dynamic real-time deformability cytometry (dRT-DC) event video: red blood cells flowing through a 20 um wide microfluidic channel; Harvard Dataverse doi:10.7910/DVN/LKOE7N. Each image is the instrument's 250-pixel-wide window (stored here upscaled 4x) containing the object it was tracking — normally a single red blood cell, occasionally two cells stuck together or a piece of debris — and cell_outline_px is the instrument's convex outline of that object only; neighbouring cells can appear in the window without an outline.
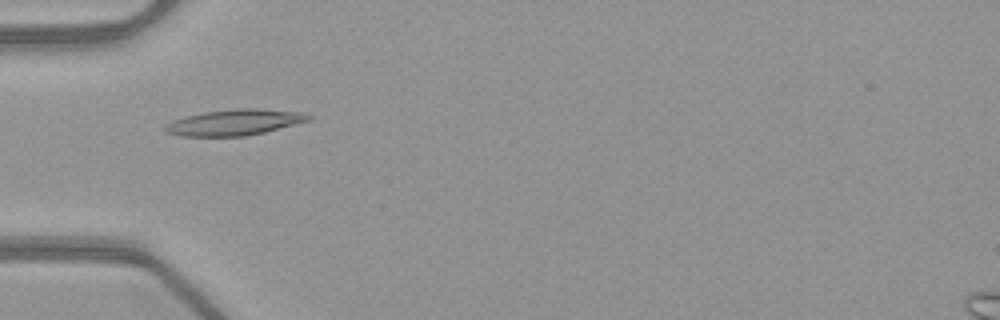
{"species": "common noctule bat (a hibernating species)", "species_latin": "Nyctalus noctula", "temperature_condition": "warm", "stored_images_in_passage": 52, "camera_frame_rate_fps": 3000, "um_per_image_px": 0.085, "animal": {"sex": "female", "body_mass_g": 21.9}, "frame": {"image": 1, "passage_image": 18, "time_ms": 5.667, "image_size_px": [1000, 320], "cell_outline_px": [[312, 120], [264, 132], [244, 136], [180, 136], [164, 132], [164, 124], [172, 120], [184, 116], [204, 112], [236, 108], [256, 108], [304, 112], [312, 116]], "centroid_in_image_um": [19.92, 10.39], "position_along_channel_um": 65.1, "area_um2": 21.91}}
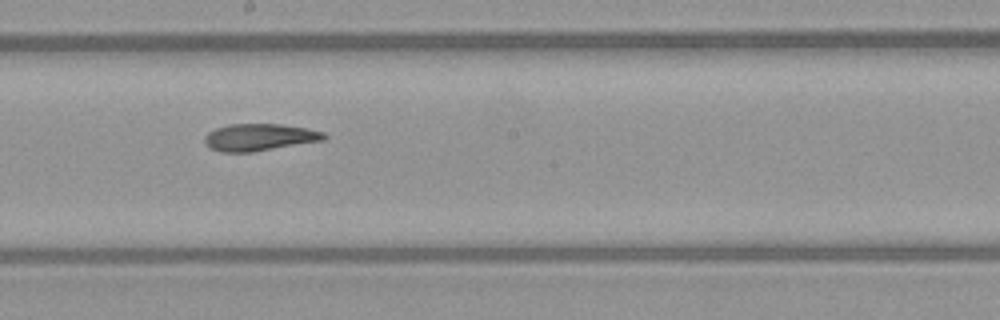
{"frame": {"image": 2, "passage_image": 30, "time_ms": 9.667, "image_size_px": [1000, 320], "cell_outline_px": [[328, 136], [324, 140], [252, 152], [220, 152], [208, 148], [204, 144], [204, 136], [208, 132], [216, 128], [228, 124], [280, 124], [304, 128], [324, 132]], "centroid_in_image_um": [21.99, 11.67], "position_along_channel_um": 226.2, "area_um2": 18.9}}
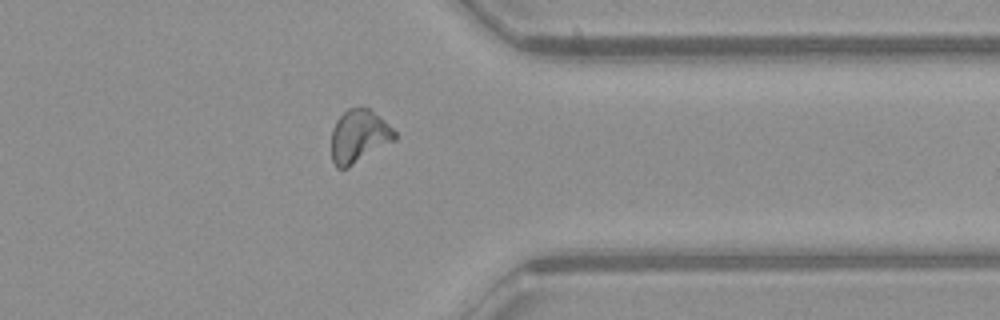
{"frame": {"image": 3, "passage_image": 42, "time_ms": 13.667, "image_size_px": [1000, 320], "cell_outline_px": [[396, 140], [348, 168], [336, 168], [332, 160], [332, 128], [336, 120], [348, 108], [368, 108], [384, 120], [396, 132]], "centroid_in_image_um": [30.51, 11.6], "position_along_channel_um": 380.9, "area_um2": 19.54}, "authors_computed_cell_mechanics": {"area_um2": 19.363, "velocity_mm_per_s": 4.0335, "shape_relaxation_time_tau1_ms": 7.0288, "shape_relaxation_time_tau2_ms": 8.5132, "deformation_change_tau1": 0.2201, "deformation_change_tau2": 0.1261}}